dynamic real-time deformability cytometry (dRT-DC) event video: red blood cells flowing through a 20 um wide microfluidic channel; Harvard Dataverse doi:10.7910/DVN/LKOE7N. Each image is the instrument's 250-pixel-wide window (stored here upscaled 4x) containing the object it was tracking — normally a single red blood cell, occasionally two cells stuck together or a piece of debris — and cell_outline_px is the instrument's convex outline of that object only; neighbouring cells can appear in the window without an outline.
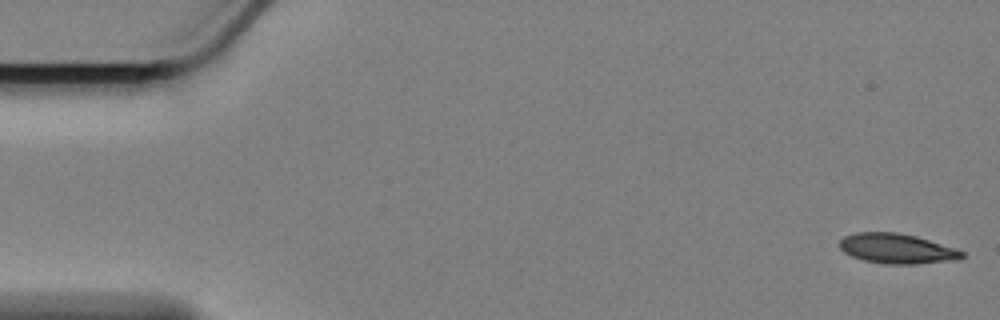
{"species": "Egyptian fruit bat (a non-hibernating species)", "species_latin": "Rousettus aegyptiacus", "temperature_condition": "cold", "stored_images_in_passage": 17, "camera_frame_rate_fps": 3000, "um_per_image_px": 0.085, "animal": {"sex": "female"}, "frame": {"image": 1, "passage_image": 1, "time_ms": 0.0, "image_size_px": [1000, 320], "cell_outline_px": [[964, 256], [956, 260], [916, 264], [888, 264], [864, 260], [852, 256], [844, 252], [840, 248], [840, 240], [844, 236], [856, 232], [896, 232], [916, 236], [956, 248], [964, 252]], "centroid_in_image_um": [76.24, 21.13], "position_along_channel_um": 8.8, "area_um2": 21.33}}
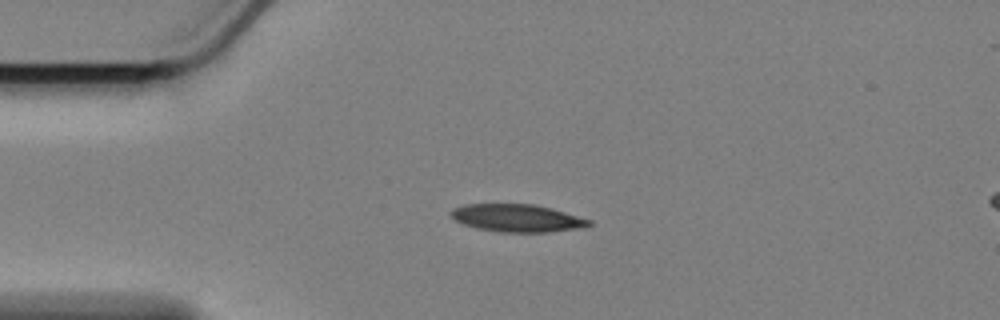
{"frame": {"image": 2, "passage_image": 13, "time_ms": 4.0, "image_size_px": [1000, 320], "cell_outline_px": [[592, 224], [580, 228], [548, 232], [500, 232], [476, 228], [464, 224], [456, 220], [448, 212], [452, 208], [464, 204], [536, 204], [552, 208], [592, 220]], "centroid_in_image_um": [43.95, 18.53], "position_along_channel_um": 41.0, "area_um2": 22.31}}